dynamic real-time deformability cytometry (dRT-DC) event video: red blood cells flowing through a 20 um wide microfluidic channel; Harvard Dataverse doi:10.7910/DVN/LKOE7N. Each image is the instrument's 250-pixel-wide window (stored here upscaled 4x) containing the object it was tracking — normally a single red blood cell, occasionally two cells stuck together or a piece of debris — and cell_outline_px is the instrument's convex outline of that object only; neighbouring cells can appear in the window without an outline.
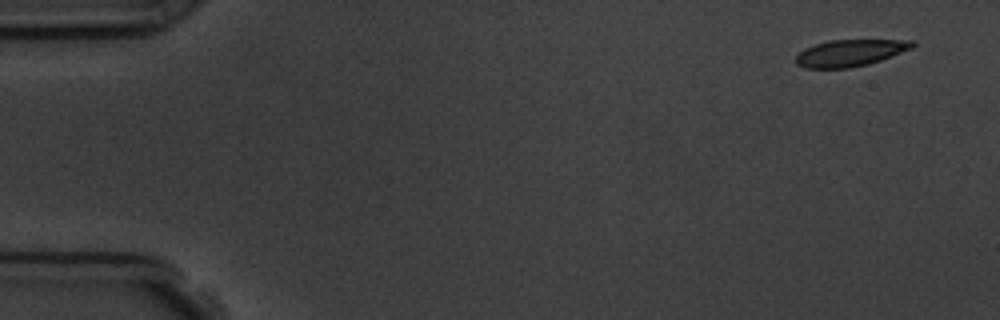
{"species": "common noctule bat (a hibernating species)", "species_latin": "Nyctalus noctula", "temperature_condition": "room temperature", "stored_images_in_passage": 6, "camera_frame_rate_fps": 3000, "um_per_image_px": 0.085, "animal": {"sex": "male", "body_mass_g": 19.5, "forearm_length_mm": 54.6}, "frame": {"image": 1, "passage_image": 1, "time_ms": 0.0, "image_size_px": [1000, 320], "cell_outline_px": [[916, 44], [912, 48], [892, 56], [868, 64], [848, 68], [804, 68], [796, 64], [796, 56], [804, 48], [828, 40], [916, 40]], "centroid_in_image_um": [72.26, 4.49], "position_along_channel_um": 12.7, "area_um2": 18.15}}
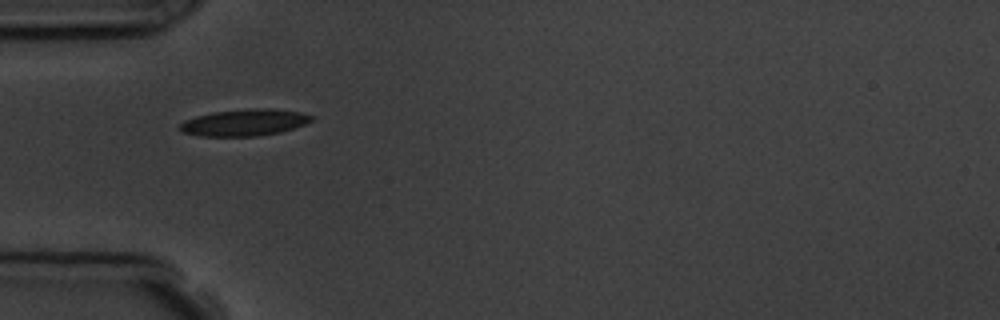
{"frame": {"image": 2, "passage_image": 5, "time_ms": 4.667, "image_size_px": [1000, 320], "cell_outline_px": [[312, 120], [304, 124], [280, 132], [256, 136], [200, 136], [184, 132], [176, 128], [184, 120], [196, 116], [212, 112], [252, 108], [272, 108], [300, 112], [312, 116]], "centroid_in_image_um": [20.73, 10.41], "position_along_channel_um": 64.3, "area_um2": 20.4}}
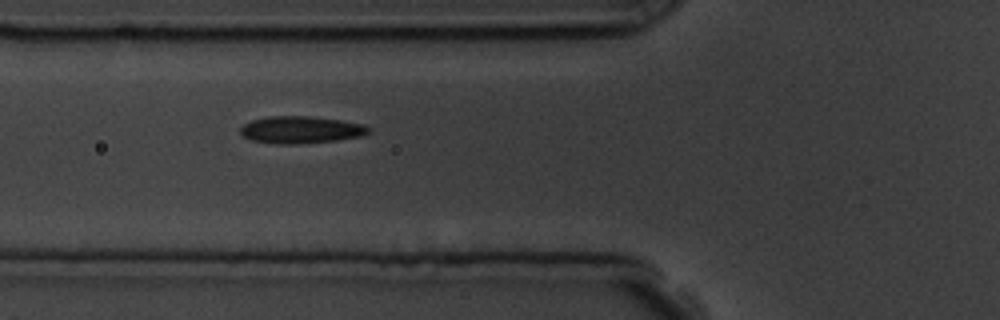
{"frame": {"image": 3, "passage_image": 6, "time_ms": 5.667, "image_size_px": [1000, 320], "cell_outline_px": [[372, 128], [368, 132], [360, 136], [336, 140], [296, 144], [276, 144], [252, 140], [244, 136], [240, 132], [240, 128], [244, 124], [252, 120], [268, 116], [308, 116], [340, 120], [360, 124]], "centroid_in_image_um": [25.54, 11.03], "position_along_channel_um": 100.3, "area_um2": 20.06}}